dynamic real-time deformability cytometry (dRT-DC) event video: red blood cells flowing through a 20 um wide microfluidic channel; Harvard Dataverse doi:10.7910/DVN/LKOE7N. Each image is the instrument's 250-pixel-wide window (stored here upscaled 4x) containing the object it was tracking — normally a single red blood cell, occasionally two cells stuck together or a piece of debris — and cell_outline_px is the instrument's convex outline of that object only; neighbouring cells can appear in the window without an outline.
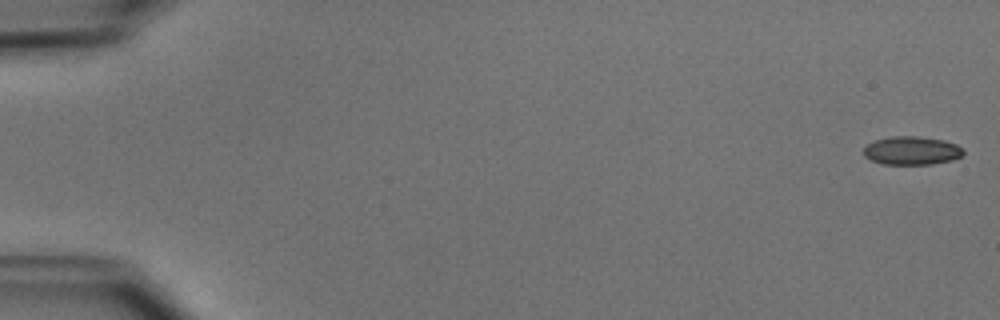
{"species": "common noctule bat (a hibernating species)", "species_latin": "Nyctalus noctula", "temperature_condition": "cold", "stored_images_in_passage": 52, "camera_frame_rate_fps": 3000, "um_per_image_px": 0.085, "animal": {"sex": "male", "body_mass_g": 15.6}, "frame": {"image": 1, "passage_image": 1, "time_ms": 0.0, "image_size_px": [1000, 320], "cell_outline_px": [[964, 156], [952, 160], [932, 164], [884, 164], [872, 160], [864, 156], [864, 148], [868, 144], [876, 140], [892, 136], [920, 136], [944, 140], [956, 144], [964, 148]], "centroid_in_image_um": [77.55, 12.8], "position_along_channel_um": 7.4, "area_um2": 16.59}}
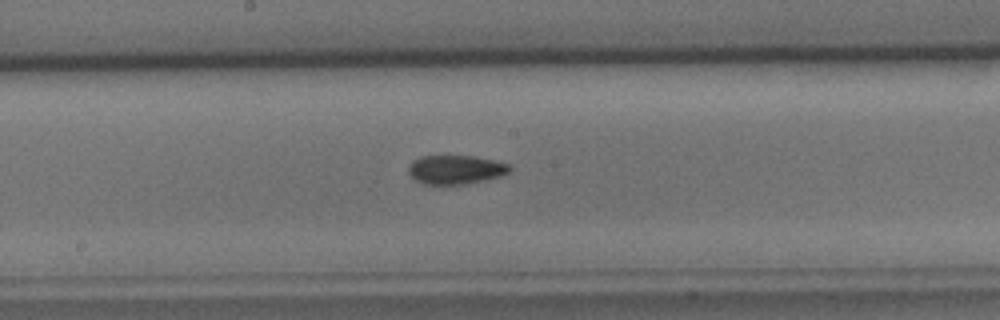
{"frame": {"image": 2, "passage_image": 28, "time_ms": 9.0, "image_size_px": [1000, 320], "cell_outline_px": [[512, 168], [504, 176], [464, 184], [424, 184], [416, 180], [408, 172], [408, 164], [412, 160], [420, 156], [472, 156], [492, 160], [508, 164]], "centroid_in_image_um": [38.71, 14.41], "position_along_channel_um": 209.5, "area_um2": 17.05}}
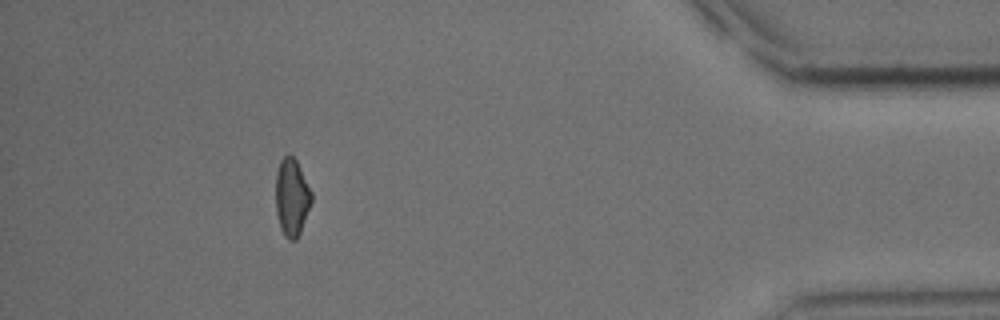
{"frame": {"image": 3, "passage_image": 47, "time_ms": 15.333, "image_size_px": [1000, 320], "cell_outline_px": [[312, 200], [300, 232], [296, 240], [288, 240], [284, 236], [280, 228], [276, 212], [276, 172], [280, 160], [288, 152], [296, 160], [312, 192]], "centroid_in_image_um": [24.79, 16.76], "position_along_channel_um": 410.4, "area_um2": 16.18}, "authors_computed_cell_mechanics": {"area_um2": 17.0221, "velocity_mm_per_s": 3.943, "shape_relaxation_time_tau1_ms": 3.5325, "shape_relaxation_time_tau2_ms": 3.424, "deformation_change_tau1": 0.0994, "deformation_change_tau2": 0.0981}}